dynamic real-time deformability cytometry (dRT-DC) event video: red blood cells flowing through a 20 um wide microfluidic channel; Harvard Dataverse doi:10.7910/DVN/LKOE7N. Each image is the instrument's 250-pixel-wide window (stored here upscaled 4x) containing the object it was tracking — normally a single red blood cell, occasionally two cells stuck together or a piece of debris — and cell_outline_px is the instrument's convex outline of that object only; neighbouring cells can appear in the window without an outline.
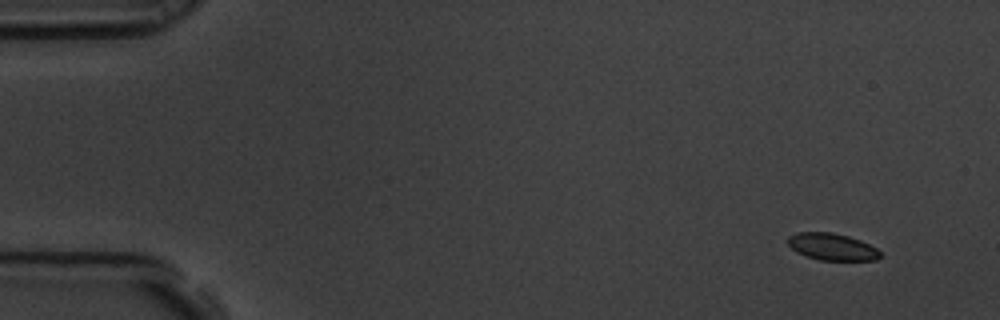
{"species": "common noctule bat (a hibernating species)", "species_latin": "Nyctalus noctula", "temperature_condition": "room temperature", "stored_images_in_passage": 56, "camera_frame_rate_fps": 3000, "um_per_image_px": 0.085, "animal": {"sex": "male", "body_mass_g": 19.5, "forearm_length_mm": 54.6}, "frame": {"image": 1, "passage_image": 1, "time_ms": 0.0, "image_size_px": [1000, 320], "cell_outline_px": [[880, 256], [876, 260], [820, 260], [796, 252], [788, 244], [788, 236], [796, 232], [832, 232], [848, 236], [860, 240], [876, 248], [880, 252]], "centroid_in_image_um": [70.7, 20.97], "position_along_channel_um": 14.3, "area_um2": 14.39}}
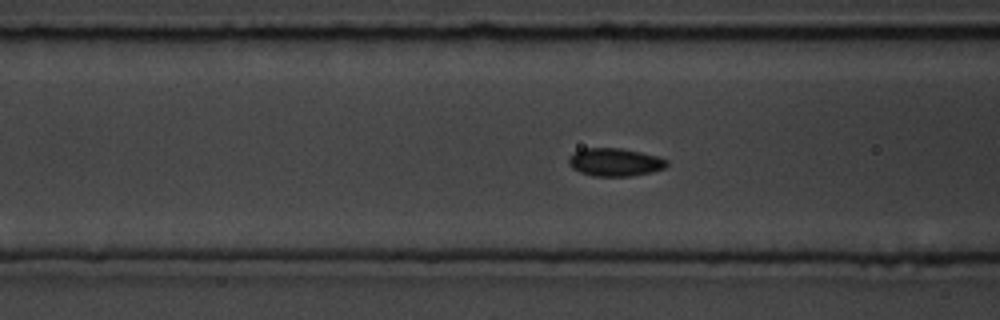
{"frame": {"image": 2, "passage_image": 20, "time_ms": 6.333, "image_size_px": [1000, 320], "cell_outline_px": [[668, 164], [664, 168], [652, 172], [628, 176], [592, 176], [580, 172], [572, 168], [568, 164], [568, 160], [576, 152], [584, 148], [620, 148], [640, 152], [656, 156], [668, 160]], "centroid_in_image_um": [52.27, 13.79], "position_along_channel_um": 114.3, "area_um2": 15.84}}
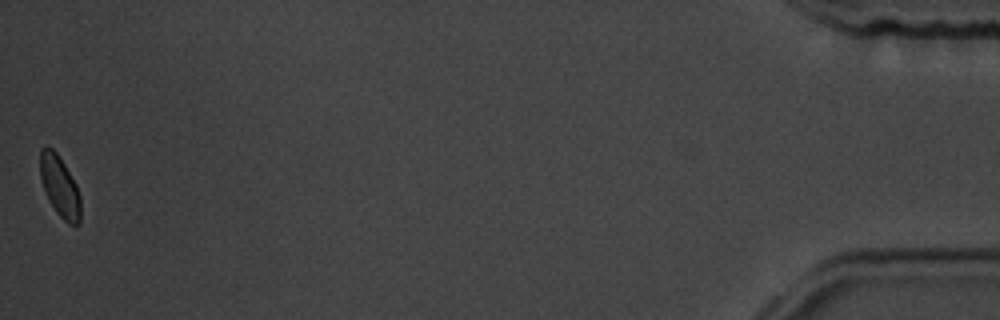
{"frame": {"image": 3, "passage_image": 56, "time_ms": 18.333, "image_size_px": [1000, 320], "cell_outline_px": [[80, 224], [68, 224], [56, 212], [48, 200], [40, 176], [40, 148], [52, 148], [56, 152], [64, 164], [76, 184], [80, 196]], "centroid_in_image_um": [5.08, 15.86], "position_along_channel_um": 430.1, "area_um2": 14.22}, "authors_computed_cell_mechanics": {"area_um2": 15.3459, "velocity_mm_per_s": 3.4383, "shape_relaxation_time_tau1_ms": 3.5767, "shape_relaxation_time_tau2_ms": null, "deformation_change_tau1": 0.0582, "deformation_change_tau2": null}}